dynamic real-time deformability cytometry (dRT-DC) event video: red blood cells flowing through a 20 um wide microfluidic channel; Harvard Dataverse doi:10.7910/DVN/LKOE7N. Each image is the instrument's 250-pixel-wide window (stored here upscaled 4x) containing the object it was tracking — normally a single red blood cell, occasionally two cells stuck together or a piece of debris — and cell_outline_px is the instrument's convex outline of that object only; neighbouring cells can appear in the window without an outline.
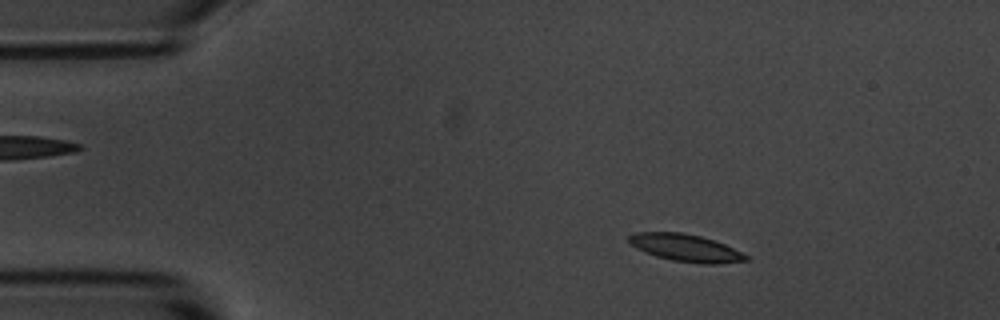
{"species": "common noctule bat (a hibernating species)", "species_latin": "Nyctalus noctula", "temperature_condition": "room temperature", "stored_images_in_passage": 5, "camera_frame_rate_fps": 3000, "um_per_image_px": 0.085, "animal": {"sex": "male", "body_mass_g": 20.1, "forearm_length_mm": 53.5}, "frame": {"image": 1, "passage_image": 3, "time_ms": 2.333, "image_size_px": [1000, 320], "cell_outline_px": [[748, 260], [720, 264], [704, 264], [672, 260], [656, 256], [644, 252], [636, 248], [628, 240], [628, 236], [636, 232], [680, 232], [700, 236], [724, 244], [748, 256]], "centroid_in_image_um": [58.26, 21.07], "position_along_channel_um": 26.7, "area_um2": 18.44}}